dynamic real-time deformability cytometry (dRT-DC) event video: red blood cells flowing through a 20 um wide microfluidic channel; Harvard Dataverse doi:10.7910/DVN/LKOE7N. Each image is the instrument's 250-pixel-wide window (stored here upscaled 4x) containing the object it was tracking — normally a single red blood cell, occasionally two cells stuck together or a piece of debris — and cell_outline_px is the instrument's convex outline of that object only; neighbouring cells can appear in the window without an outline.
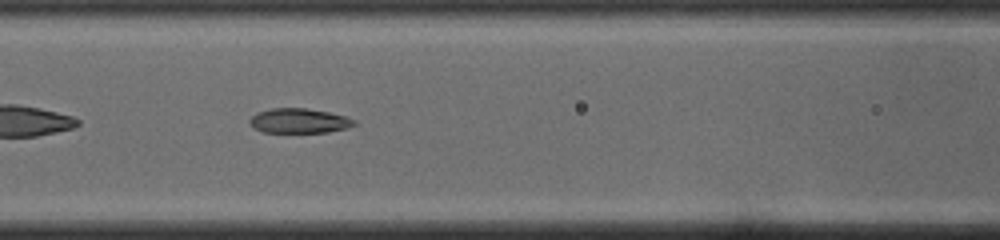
{"species": "common noctule bat (a hibernating species)", "species_latin": "Nyctalus noctula", "temperature_condition": "cold", "stored_images_in_passage": 39, "segment_of_instrument_passage": [1, 2], "camera_frame_rate_fps": 3000, "um_per_image_px": 0.085, "animal": {"sex": "male", "body_mass_g": 19.0, "forearm_length_mm": 50.8}, "frame": {"image": 1, "passage_image": 9, "time_ms": 2.667, "image_size_px": [1000, 240], "cell_outline_px": [[356, 124], [348, 128], [328, 132], [264, 132], [256, 128], [248, 120], [256, 112], [272, 108], [304, 108], [328, 112], [344, 116], [356, 120]], "centroid_in_image_um": [25.44, 10.26], "position_along_channel_um": 141.2, "area_um2": 14.91}}
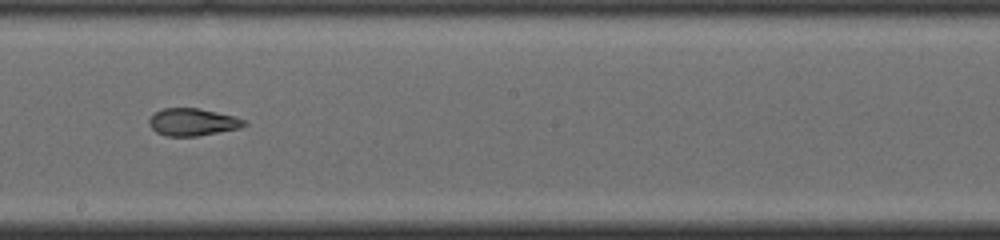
{"frame": {"image": 2, "passage_image": 16, "time_ms": 5.0, "image_size_px": [1000, 240], "cell_outline_px": [[248, 124], [240, 128], [196, 136], [168, 136], [156, 132], [148, 124], [148, 120], [156, 112], [164, 108], [200, 108], [236, 116], [248, 120]], "centroid_in_image_um": [16.42, 10.37], "position_along_channel_um": 231.8, "area_um2": 15.26}}
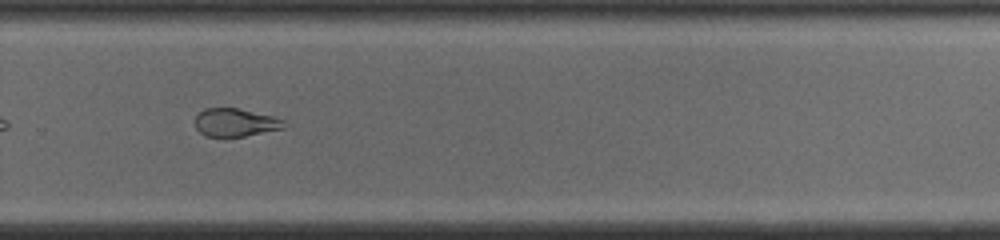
{"frame": {"image": 3, "passage_image": 22, "time_ms": 7.0, "image_size_px": [1000, 240], "cell_outline_px": [[288, 124], [284, 128], [224, 140], [204, 136], [196, 128], [196, 116], [204, 108], [240, 108], [272, 116], [284, 120]], "centroid_in_image_um": [19.99, 10.45], "position_along_channel_um": 309.8, "area_um2": 15.09}}